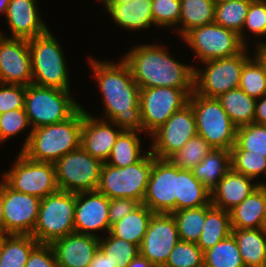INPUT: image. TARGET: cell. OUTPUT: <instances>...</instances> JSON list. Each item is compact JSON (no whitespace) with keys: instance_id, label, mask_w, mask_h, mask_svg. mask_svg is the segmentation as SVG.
I'll list each match as a JSON object with an SVG mask.
<instances>
[{"instance_id":"6da1fadb","label":"cell","mask_w":266,"mask_h":267,"mask_svg":"<svg viewBox=\"0 0 266 267\" xmlns=\"http://www.w3.org/2000/svg\"><path fill=\"white\" fill-rule=\"evenodd\" d=\"M89 62L103 94L105 119L122 130L143 132L140 87L129 66L123 60L118 64L95 59Z\"/></svg>"},{"instance_id":"7a4b0ae2","label":"cell","mask_w":266,"mask_h":267,"mask_svg":"<svg viewBox=\"0 0 266 267\" xmlns=\"http://www.w3.org/2000/svg\"><path fill=\"white\" fill-rule=\"evenodd\" d=\"M163 46L137 45L123 56L140 88L170 87L194 92V68L173 59Z\"/></svg>"},{"instance_id":"3957f363","label":"cell","mask_w":266,"mask_h":267,"mask_svg":"<svg viewBox=\"0 0 266 267\" xmlns=\"http://www.w3.org/2000/svg\"><path fill=\"white\" fill-rule=\"evenodd\" d=\"M83 117L81 106L65 121L31 129L20 152L36 162L56 163L80 147Z\"/></svg>"},{"instance_id":"277c9868","label":"cell","mask_w":266,"mask_h":267,"mask_svg":"<svg viewBox=\"0 0 266 267\" xmlns=\"http://www.w3.org/2000/svg\"><path fill=\"white\" fill-rule=\"evenodd\" d=\"M32 62V83L70 90L69 72L61 45L49 29L42 35L28 39Z\"/></svg>"},{"instance_id":"5b68a950","label":"cell","mask_w":266,"mask_h":267,"mask_svg":"<svg viewBox=\"0 0 266 267\" xmlns=\"http://www.w3.org/2000/svg\"><path fill=\"white\" fill-rule=\"evenodd\" d=\"M152 166L153 154L150 151L127 167L118 168L104 163L97 191L109 199L129 198L142 204Z\"/></svg>"},{"instance_id":"8992f818","label":"cell","mask_w":266,"mask_h":267,"mask_svg":"<svg viewBox=\"0 0 266 267\" xmlns=\"http://www.w3.org/2000/svg\"><path fill=\"white\" fill-rule=\"evenodd\" d=\"M80 104L71 98L70 90L39 86H26L25 111L31 129L59 123L70 118Z\"/></svg>"},{"instance_id":"52a82bcc","label":"cell","mask_w":266,"mask_h":267,"mask_svg":"<svg viewBox=\"0 0 266 267\" xmlns=\"http://www.w3.org/2000/svg\"><path fill=\"white\" fill-rule=\"evenodd\" d=\"M76 193L57 191L41 199L32 236L39 244H51L75 232Z\"/></svg>"},{"instance_id":"ba28073f","label":"cell","mask_w":266,"mask_h":267,"mask_svg":"<svg viewBox=\"0 0 266 267\" xmlns=\"http://www.w3.org/2000/svg\"><path fill=\"white\" fill-rule=\"evenodd\" d=\"M188 103L195 113L198 135L213 148L231 150L235 145L237 126L229 118L220 101L193 92Z\"/></svg>"},{"instance_id":"9c48e42d","label":"cell","mask_w":266,"mask_h":267,"mask_svg":"<svg viewBox=\"0 0 266 267\" xmlns=\"http://www.w3.org/2000/svg\"><path fill=\"white\" fill-rule=\"evenodd\" d=\"M247 46L237 55L203 62L206 69L194 68V92L208 98H218L221 94L238 88L244 64L252 57L247 54Z\"/></svg>"},{"instance_id":"30bf717a","label":"cell","mask_w":266,"mask_h":267,"mask_svg":"<svg viewBox=\"0 0 266 267\" xmlns=\"http://www.w3.org/2000/svg\"><path fill=\"white\" fill-rule=\"evenodd\" d=\"M103 164L81 146L67 153L54 163L59 190L72 193L96 191Z\"/></svg>"},{"instance_id":"8fae6325","label":"cell","mask_w":266,"mask_h":267,"mask_svg":"<svg viewBox=\"0 0 266 267\" xmlns=\"http://www.w3.org/2000/svg\"><path fill=\"white\" fill-rule=\"evenodd\" d=\"M3 181L13 190L45 198L59 191L53 163L36 162L19 152L14 166L3 174Z\"/></svg>"},{"instance_id":"7c38bea8","label":"cell","mask_w":266,"mask_h":267,"mask_svg":"<svg viewBox=\"0 0 266 267\" xmlns=\"http://www.w3.org/2000/svg\"><path fill=\"white\" fill-rule=\"evenodd\" d=\"M41 199L0 183V231L4 234L32 235Z\"/></svg>"},{"instance_id":"4fadbf2b","label":"cell","mask_w":266,"mask_h":267,"mask_svg":"<svg viewBox=\"0 0 266 267\" xmlns=\"http://www.w3.org/2000/svg\"><path fill=\"white\" fill-rule=\"evenodd\" d=\"M183 40L202 63L237 55L246 47L235 31L215 22L190 30Z\"/></svg>"},{"instance_id":"5bb4252c","label":"cell","mask_w":266,"mask_h":267,"mask_svg":"<svg viewBox=\"0 0 266 267\" xmlns=\"http://www.w3.org/2000/svg\"><path fill=\"white\" fill-rule=\"evenodd\" d=\"M189 96L170 87L140 88V111L143 132L151 135L177 111L188 104Z\"/></svg>"},{"instance_id":"9a60e30c","label":"cell","mask_w":266,"mask_h":267,"mask_svg":"<svg viewBox=\"0 0 266 267\" xmlns=\"http://www.w3.org/2000/svg\"><path fill=\"white\" fill-rule=\"evenodd\" d=\"M197 134L195 113L188 103L151 134L150 152L158 159H169Z\"/></svg>"},{"instance_id":"2e32d148","label":"cell","mask_w":266,"mask_h":267,"mask_svg":"<svg viewBox=\"0 0 266 267\" xmlns=\"http://www.w3.org/2000/svg\"><path fill=\"white\" fill-rule=\"evenodd\" d=\"M177 187L178 166L169 159H158L153 155L143 204L153 213L172 214L176 211Z\"/></svg>"},{"instance_id":"e0dca14e","label":"cell","mask_w":266,"mask_h":267,"mask_svg":"<svg viewBox=\"0 0 266 267\" xmlns=\"http://www.w3.org/2000/svg\"><path fill=\"white\" fill-rule=\"evenodd\" d=\"M179 240L173 215L154 213L139 251L154 266L163 267Z\"/></svg>"},{"instance_id":"ac0fdd59","label":"cell","mask_w":266,"mask_h":267,"mask_svg":"<svg viewBox=\"0 0 266 267\" xmlns=\"http://www.w3.org/2000/svg\"><path fill=\"white\" fill-rule=\"evenodd\" d=\"M0 83L30 85L32 62L28 40L0 36Z\"/></svg>"},{"instance_id":"d6986e66","label":"cell","mask_w":266,"mask_h":267,"mask_svg":"<svg viewBox=\"0 0 266 267\" xmlns=\"http://www.w3.org/2000/svg\"><path fill=\"white\" fill-rule=\"evenodd\" d=\"M74 228L76 233L93 236L99 230L110 232L109 198L97 190L76 193Z\"/></svg>"},{"instance_id":"ffe728a7","label":"cell","mask_w":266,"mask_h":267,"mask_svg":"<svg viewBox=\"0 0 266 267\" xmlns=\"http://www.w3.org/2000/svg\"><path fill=\"white\" fill-rule=\"evenodd\" d=\"M50 245L58 267H88L99 250V237L73 232Z\"/></svg>"},{"instance_id":"44dd1931","label":"cell","mask_w":266,"mask_h":267,"mask_svg":"<svg viewBox=\"0 0 266 267\" xmlns=\"http://www.w3.org/2000/svg\"><path fill=\"white\" fill-rule=\"evenodd\" d=\"M110 123V124H109ZM112 121L94 118L84 109L80 146L94 158L106 163L119 134L123 131L113 128Z\"/></svg>"},{"instance_id":"7402d4cb","label":"cell","mask_w":266,"mask_h":267,"mask_svg":"<svg viewBox=\"0 0 266 267\" xmlns=\"http://www.w3.org/2000/svg\"><path fill=\"white\" fill-rule=\"evenodd\" d=\"M36 0H10L5 14L12 32L11 38L31 39L44 34L48 28L40 18Z\"/></svg>"},{"instance_id":"603a6c76","label":"cell","mask_w":266,"mask_h":267,"mask_svg":"<svg viewBox=\"0 0 266 267\" xmlns=\"http://www.w3.org/2000/svg\"><path fill=\"white\" fill-rule=\"evenodd\" d=\"M251 181L252 178L231 168L210 191L211 204L216 208L230 211L262 185V183L253 184Z\"/></svg>"},{"instance_id":"cb8c5ba5","label":"cell","mask_w":266,"mask_h":267,"mask_svg":"<svg viewBox=\"0 0 266 267\" xmlns=\"http://www.w3.org/2000/svg\"><path fill=\"white\" fill-rule=\"evenodd\" d=\"M266 204V184L263 183L240 204L230 210L231 228H264V210Z\"/></svg>"},{"instance_id":"d4e9b609","label":"cell","mask_w":266,"mask_h":267,"mask_svg":"<svg viewBox=\"0 0 266 267\" xmlns=\"http://www.w3.org/2000/svg\"><path fill=\"white\" fill-rule=\"evenodd\" d=\"M245 267H266V230L232 228Z\"/></svg>"},{"instance_id":"484cf974","label":"cell","mask_w":266,"mask_h":267,"mask_svg":"<svg viewBox=\"0 0 266 267\" xmlns=\"http://www.w3.org/2000/svg\"><path fill=\"white\" fill-rule=\"evenodd\" d=\"M107 11L116 24L128 30L147 29L154 25L151 0H131L110 6Z\"/></svg>"},{"instance_id":"4316f807","label":"cell","mask_w":266,"mask_h":267,"mask_svg":"<svg viewBox=\"0 0 266 267\" xmlns=\"http://www.w3.org/2000/svg\"><path fill=\"white\" fill-rule=\"evenodd\" d=\"M231 168V150L213 148L192 173L211 191Z\"/></svg>"},{"instance_id":"83f0119b","label":"cell","mask_w":266,"mask_h":267,"mask_svg":"<svg viewBox=\"0 0 266 267\" xmlns=\"http://www.w3.org/2000/svg\"><path fill=\"white\" fill-rule=\"evenodd\" d=\"M153 214L142 203L124 218L112 224L110 233L140 248Z\"/></svg>"},{"instance_id":"f1b7e54d","label":"cell","mask_w":266,"mask_h":267,"mask_svg":"<svg viewBox=\"0 0 266 267\" xmlns=\"http://www.w3.org/2000/svg\"><path fill=\"white\" fill-rule=\"evenodd\" d=\"M211 203V192L192 173L178 167L176 211Z\"/></svg>"},{"instance_id":"f546056e","label":"cell","mask_w":266,"mask_h":267,"mask_svg":"<svg viewBox=\"0 0 266 267\" xmlns=\"http://www.w3.org/2000/svg\"><path fill=\"white\" fill-rule=\"evenodd\" d=\"M232 233L230 211L206 205V221L197 245L203 252Z\"/></svg>"},{"instance_id":"4dcf8cb0","label":"cell","mask_w":266,"mask_h":267,"mask_svg":"<svg viewBox=\"0 0 266 267\" xmlns=\"http://www.w3.org/2000/svg\"><path fill=\"white\" fill-rule=\"evenodd\" d=\"M217 99L237 127L254 123L257 99L247 95L241 88L223 93Z\"/></svg>"},{"instance_id":"1f68e13d","label":"cell","mask_w":266,"mask_h":267,"mask_svg":"<svg viewBox=\"0 0 266 267\" xmlns=\"http://www.w3.org/2000/svg\"><path fill=\"white\" fill-rule=\"evenodd\" d=\"M38 244L32 235L5 234L0 244V267H25Z\"/></svg>"},{"instance_id":"d6a6232c","label":"cell","mask_w":266,"mask_h":267,"mask_svg":"<svg viewBox=\"0 0 266 267\" xmlns=\"http://www.w3.org/2000/svg\"><path fill=\"white\" fill-rule=\"evenodd\" d=\"M181 13L177 26L178 33L183 38L190 30L214 22L215 6L214 0H180Z\"/></svg>"},{"instance_id":"836d02e7","label":"cell","mask_w":266,"mask_h":267,"mask_svg":"<svg viewBox=\"0 0 266 267\" xmlns=\"http://www.w3.org/2000/svg\"><path fill=\"white\" fill-rule=\"evenodd\" d=\"M139 131L123 130L114 144L106 164L118 168L127 167L138 162L144 155L141 152Z\"/></svg>"},{"instance_id":"e575fe53","label":"cell","mask_w":266,"mask_h":267,"mask_svg":"<svg viewBox=\"0 0 266 267\" xmlns=\"http://www.w3.org/2000/svg\"><path fill=\"white\" fill-rule=\"evenodd\" d=\"M203 260L204 267H245L232 234L203 252Z\"/></svg>"},{"instance_id":"d590c367","label":"cell","mask_w":266,"mask_h":267,"mask_svg":"<svg viewBox=\"0 0 266 267\" xmlns=\"http://www.w3.org/2000/svg\"><path fill=\"white\" fill-rule=\"evenodd\" d=\"M181 241L197 243L206 221V205L172 213Z\"/></svg>"},{"instance_id":"8d00e7d4","label":"cell","mask_w":266,"mask_h":267,"mask_svg":"<svg viewBox=\"0 0 266 267\" xmlns=\"http://www.w3.org/2000/svg\"><path fill=\"white\" fill-rule=\"evenodd\" d=\"M108 234L104 239L99 237V250L114 267H128L130 262L140 253L139 247L113 236L110 232Z\"/></svg>"},{"instance_id":"74e56055","label":"cell","mask_w":266,"mask_h":267,"mask_svg":"<svg viewBox=\"0 0 266 267\" xmlns=\"http://www.w3.org/2000/svg\"><path fill=\"white\" fill-rule=\"evenodd\" d=\"M231 151H248V154L266 157V125L251 123L237 127L236 141Z\"/></svg>"},{"instance_id":"f35d334b","label":"cell","mask_w":266,"mask_h":267,"mask_svg":"<svg viewBox=\"0 0 266 267\" xmlns=\"http://www.w3.org/2000/svg\"><path fill=\"white\" fill-rule=\"evenodd\" d=\"M251 1L236 0L216 3L214 22L226 29L235 31L239 35L242 32Z\"/></svg>"},{"instance_id":"ab89813d","label":"cell","mask_w":266,"mask_h":267,"mask_svg":"<svg viewBox=\"0 0 266 267\" xmlns=\"http://www.w3.org/2000/svg\"><path fill=\"white\" fill-rule=\"evenodd\" d=\"M213 149L200 135L189 139L169 160L182 170H192Z\"/></svg>"},{"instance_id":"60d3db41","label":"cell","mask_w":266,"mask_h":267,"mask_svg":"<svg viewBox=\"0 0 266 267\" xmlns=\"http://www.w3.org/2000/svg\"><path fill=\"white\" fill-rule=\"evenodd\" d=\"M239 88L247 95L259 99L266 95V71L256 56L249 59L243 66Z\"/></svg>"},{"instance_id":"b9f144b4","label":"cell","mask_w":266,"mask_h":267,"mask_svg":"<svg viewBox=\"0 0 266 267\" xmlns=\"http://www.w3.org/2000/svg\"><path fill=\"white\" fill-rule=\"evenodd\" d=\"M163 267H204L203 251L197 243L179 240Z\"/></svg>"},{"instance_id":"7bdbcfd3","label":"cell","mask_w":266,"mask_h":267,"mask_svg":"<svg viewBox=\"0 0 266 267\" xmlns=\"http://www.w3.org/2000/svg\"><path fill=\"white\" fill-rule=\"evenodd\" d=\"M232 168L249 178H256L261 173L266 175V157L248 154V151H231Z\"/></svg>"},{"instance_id":"ee69618b","label":"cell","mask_w":266,"mask_h":267,"mask_svg":"<svg viewBox=\"0 0 266 267\" xmlns=\"http://www.w3.org/2000/svg\"><path fill=\"white\" fill-rule=\"evenodd\" d=\"M153 23L158 27H174L179 23L180 0H151Z\"/></svg>"},{"instance_id":"f6af8a7d","label":"cell","mask_w":266,"mask_h":267,"mask_svg":"<svg viewBox=\"0 0 266 267\" xmlns=\"http://www.w3.org/2000/svg\"><path fill=\"white\" fill-rule=\"evenodd\" d=\"M248 28L255 37L266 36V0H252L245 18L242 32L239 34L240 41L245 45L244 29Z\"/></svg>"},{"instance_id":"bcb514c9","label":"cell","mask_w":266,"mask_h":267,"mask_svg":"<svg viewBox=\"0 0 266 267\" xmlns=\"http://www.w3.org/2000/svg\"><path fill=\"white\" fill-rule=\"evenodd\" d=\"M30 127V122L25 108H19L0 114V142L14 137Z\"/></svg>"},{"instance_id":"7dc6e473","label":"cell","mask_w":266,"mask_h":267,"mask_svg":"<svg viewBox=\"0 0 266 267\" xmlns=\"http://www.w3.org/2000/svg\"><path fill=\"white\" fill-rule=\"evenodd\" d=\"M26 86L0 83V114L25 108Z\"/></svg>"},{"instance_id":"c3c4849f","label":"cell","mask_w":266,"mask_h":267,"mask_svg":"<svg viewBox=\"0 0 266 267\" xmlns=\"http://www.w3.org/2000/svg\"><path fill=\"white\" fill-rule=\"evenodd\" d=\"M25 267H58L50 244H38L30 253Z\"/></svg>"},{"instance_id":"681fc988","label":"cell","mask_w":266,"mask_h":267,"mask_svg":"<svg viewBox=\"0 0 266 267\" xmlns=\"http://www.w3.org/2000/svg\"><path fill=\"white\" fill-rule=\"evenodd\" d=\"M140 203L129 198H113L109 199V221L110 225L121 220L126 215L137 208Z\"/></svg>"},{"instance_id":"f907efd6","label":"cell","mask_w":266,"mask_h":267,"mask_svg":"<svg viewBox=\"0 0 266 267\" xmlns=\"http://www.w3.org/2000/svg\"><path fill=\"white\" fill-rule=\"evenodd\" d=\"M254 123L266 124V95L256 101Z\"/></svg>"},{"instance_id":"816d5d0a","label":"cell","mask_w":266,"mask_h":267,"mask_svg":"<svg viewBox=\"0 0 266 267\" xmlns=\"http://www.w3.org/2000/svg\"><path fill=\"white\" fill-rule=\"evenodd\" d=\"M88 267H114V265L100 250H98Z\"/></svg>"},{"instance_id":"f5cc1de1","label":"cell","mask_w":266,"mask_h":267,"mask_svg":"<svg viewBox=\"0 0 266 267\" xmlns=\"http://www.w3.org/2000/svg\"><path fill=\"white\" fill-rule=\"evenodd\" d=\"M257 45L255 46L256 52L255 56L259 59V61L263 64L266 71V43L263 41H257Z\"/></svg>"},{"instance_id":"db71d44e","label":"cell","mask_w":266,"mask_h":267,"mask_svg":"<svg viewBox=\"0 0 266 267\" xmlns=\"http://www.w3.org/2000/svg\"><path fill=\"white\" fill-rule=\"evenodd\" d=\"M128 267H156L140 253L130 262Z\"/></svg>"},{"instance_id":"11a10c76","label":"cell","mask_w":266,"mask_h":267,"mask_svg":"<svg viewBox=\"0 0 266 267\" xmlns=\"http://www.w3.org/2000/svg\"><path fill=\"white\" fill-rule=\"evenodd\" d=\"M103 1V4L105 5V9L107 10L110 6L118 5V4H126L130 2L131 0H101Z\"/></svg>"},{"instance_id":"9f6ffc18","label":"cell","mask_w":266,"mask_h":267,"mask_svg":"<svg viewBox=\"0 0 266 267\" xmlns=\"http://www.w3.org/2000/svg\"><path fill=\"white\" fill-rule=\"evenodd\" d=\"M10 0H0V13L5 16Z\"/></svg>"},{"instance_id":"6f0895ef","label":"cell","mask_w":266,"mask_h":267,"mask_svg":"<svg viewBox=\"0 0 266 267\" xmlns=\"http://www.w3.org/2000/svg\"><path fill=\"white\" fill-rule=\"evenodd\" d=\"M263 220H264V229L266 230V204H265Z\"/></svg>"},{"instance_id":"680465c9","label":"cell","mask_w":266,"mask_h":267,"mask_svg":"<svg viewBox=\"0 0 266 267\" xmlns=\"http://www.w3.org/2000/svg\"><path fill=\"white\" fill-rule=\"evenodd\" d=\"M215 3H224V2H230V1H236V0H214Z\"/></svg>"},{"instance_id":"91938a15","label":"cell","mask_w":266,"mask_h":267,"mask_svg":"<svg viewBox=\"0 0 266 267\" xmlns=\"http://www.w3.org/2000/svg\"><path fill=\"white\" fill-rule=\"evenodd\" d=\"M5 234L4 233H2L1 231H0V244H1V242H2V239H3V236H4Z\"/></svg>"}]
</instances>
